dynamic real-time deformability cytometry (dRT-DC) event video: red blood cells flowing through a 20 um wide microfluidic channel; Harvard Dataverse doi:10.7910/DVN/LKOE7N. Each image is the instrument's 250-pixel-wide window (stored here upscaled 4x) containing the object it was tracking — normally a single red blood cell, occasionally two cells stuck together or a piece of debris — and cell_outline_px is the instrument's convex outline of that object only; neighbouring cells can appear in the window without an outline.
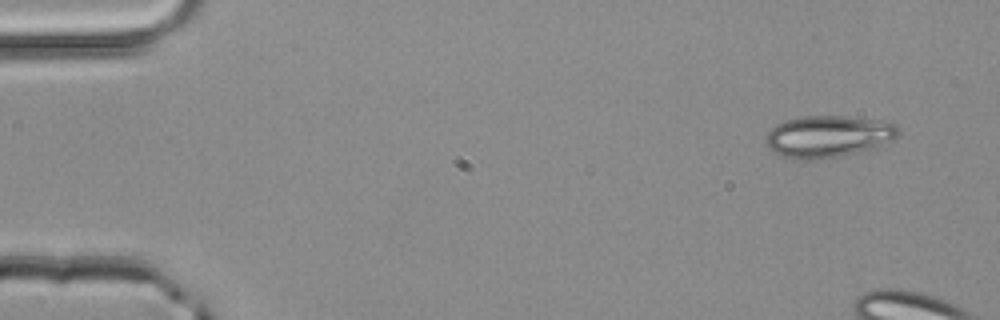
{"species": "common noctule bat (a hibernating species)", "species_latin": "Nyctalus noctula", "temperature_condition": "room temperature", "stored_images_in_passage": 5, "camera_frame_rate_fps": 3000, "um_per_image_px": 0.085, "animal": {"sex": "male", "body_mass_g": 20.4}, "frame": {"image": 1, "passage_image": 1, "time_ms": 0.0, "image_size_px": [1000, 320], "cell_outline_px": [[900, 136], [872, 148], [856, 152], [820, 160], [808, 160], [784, 156], [772, 152], [764, 144], [764, 136], [776, 124], [784, 120], [804, 116], [844, 116], [876, 120], [896, 124], [900, 128]], "centroid_in_image_um": [70.35, 11.59], "position_along_channel_um": 14.7, "area_um2": 32.37}}